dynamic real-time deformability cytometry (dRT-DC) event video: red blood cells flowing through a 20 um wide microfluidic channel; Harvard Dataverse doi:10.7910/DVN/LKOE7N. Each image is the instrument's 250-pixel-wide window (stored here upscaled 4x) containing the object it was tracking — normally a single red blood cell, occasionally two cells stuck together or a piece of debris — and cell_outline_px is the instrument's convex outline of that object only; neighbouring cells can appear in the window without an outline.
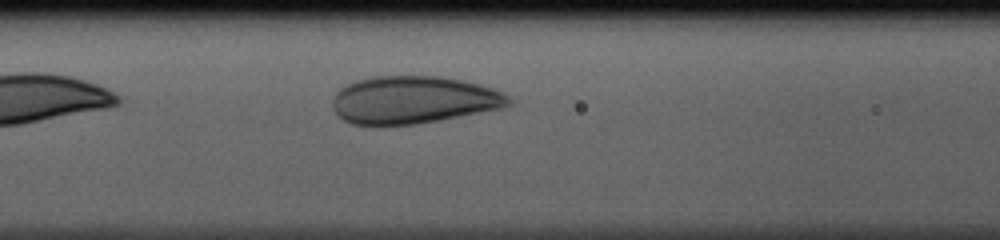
{"species": "human", "species_latin": "Homo sapiens", "temperature_condition": "cold", "stored_images_in_passage": 26, "camera_frame_rate_fps": 3000, "um_per_image_px": 0.085, "donor": {"sex": "male"}, "frame": {"image": 1, "passage_image": 5, "time_ms": 1.333, "image_size_px": [1000, 240], "cell_outline_px": [[512, 104], [500, 108], [416, 124], [380, 128], [376, 128], [352, 124], [344, 120], [332, 108], [332, 100], [336, 92], [340, 88], [356, 80], [372, 76], [440, 76], [480, 84], [504, 92], [512, 100]], "centroid_in_image_um": [35.08, 8.51], "position_along_channel_um": 131.5, "area_um2": 49.48}}
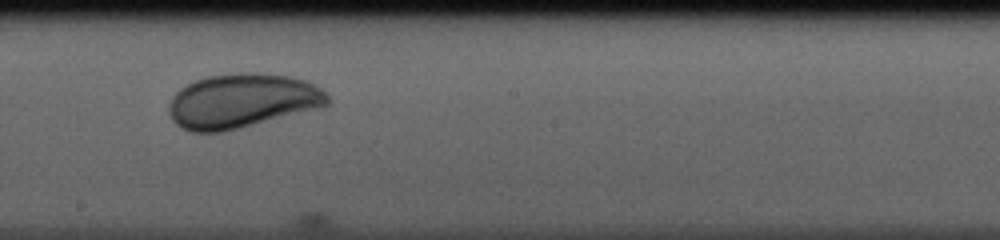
{"frame": {"image": 2, "passage_image": 12, "time_ms": 3.667, "image_size_px": [1000, 240], "cell_outline_px": [[328, 104], [316, 108], [224, 132], [192, 132], [176, 124], [172, 120], [168, 112], [168, 108], [172, 96], [180, 88], [196, 80], [208, 76], [240, 72], [256, 72], [292, 76], [308, 80], [324, 88], [328, 96]], "centroid_in_image_um": [20.58, 8.55], "position_along_channel_um": 227.6, "area_um2": 50.34}}
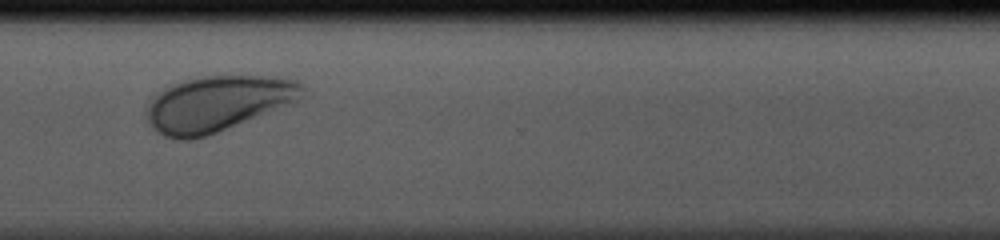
{"frame": {"image": 3, "passage_image": 21, "time_ms": 6.667, "image_size_px": [1000, 240], "cell_outline_px": [[304, 96], [300, 100], [292, 104], [208, 136], [188, 140], [180, 140], [164, 136], [148, 120], [144, 112], [144, 108], [164, 88], [172, 84], [184, 80], [204, 76], [276, 76], [300, 80], [304, 84]], "centroid_in_image_um": [18.57, 8.8], "position_along_channel_um": 352.0, "area_um2": 50.75}}